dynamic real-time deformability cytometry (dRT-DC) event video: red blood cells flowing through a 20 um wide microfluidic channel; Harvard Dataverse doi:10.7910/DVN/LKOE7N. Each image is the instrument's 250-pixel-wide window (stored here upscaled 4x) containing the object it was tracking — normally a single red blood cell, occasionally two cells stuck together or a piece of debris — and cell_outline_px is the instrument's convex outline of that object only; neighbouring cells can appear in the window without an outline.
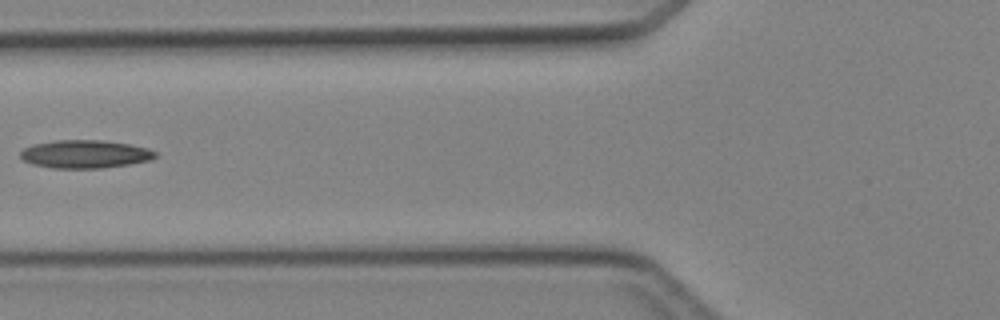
{"species": "Egyptian fruit bat (a non-hibernating species)", "species_latin": "Rousettus aegyptiacus", "temperature_condition": "cold", "stored_images_in_passage": 3, "camera_frame_rate_fps": 3000, "um_per_image_px": 0.085, "animal": {"sex": "female"}, "frame": {"image": 1, "passage_image": 3, "time_ms": 2.333, "image_size_px": [1000, 320], "cell_outline_px": [[156, 156], [152, 160], [128, 164], [100, 168], [52, 168], [32, 164], [24, 160], [20, 156], [20, 152], [24, 148], [36, 144], [56, 140], [104, 140], [128, 144], [148, 148], [156, 152]], "centroid_in_image_um": [7.24, 13.1], "position_along_channel_um": 118.6, "area_um2": 21.96}}